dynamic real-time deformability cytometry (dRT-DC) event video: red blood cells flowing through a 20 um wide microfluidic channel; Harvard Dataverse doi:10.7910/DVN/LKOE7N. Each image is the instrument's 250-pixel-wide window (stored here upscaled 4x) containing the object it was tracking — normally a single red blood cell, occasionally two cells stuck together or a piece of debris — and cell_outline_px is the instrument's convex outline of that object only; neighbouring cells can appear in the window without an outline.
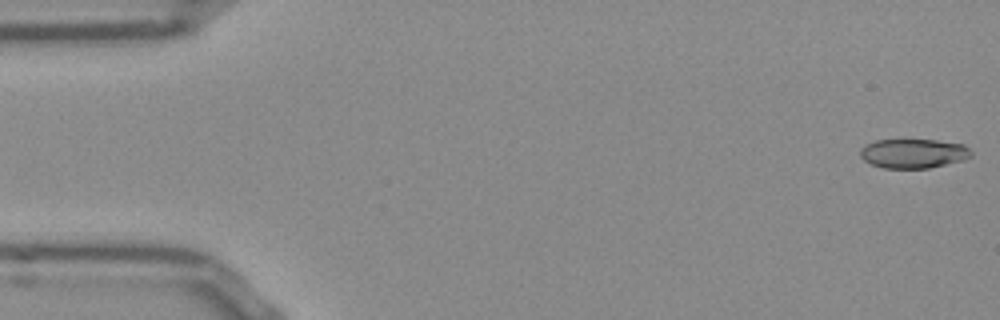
{"species": "Egyptian fruit bat (a non-hibernating species)", "species_latin": "Rousettus aegyptiacus", "temperature_condition": "room temperature", "stored_images_in_passage": 13, "camera_frame_rate_fps": 3000, "um_per_image_px": 0.085, "frame": {"image": 1, "passage_image": 1, "time_ms": 0.0, "image_size_px": [1000, 320], "cell_outline_px": [[972, 156], [964, 160], [928, 168], [884, 168], [872, 164], [864, 160], [860, 156], [860, 148], [864, 144], [876, 140], [900, 136], [936, 140], [964, 144], [972, 152]], "centroid_in_image_um": [77.6, 12.98], "position_along_channel_um": 7.4, "area_um2": 19.88}}
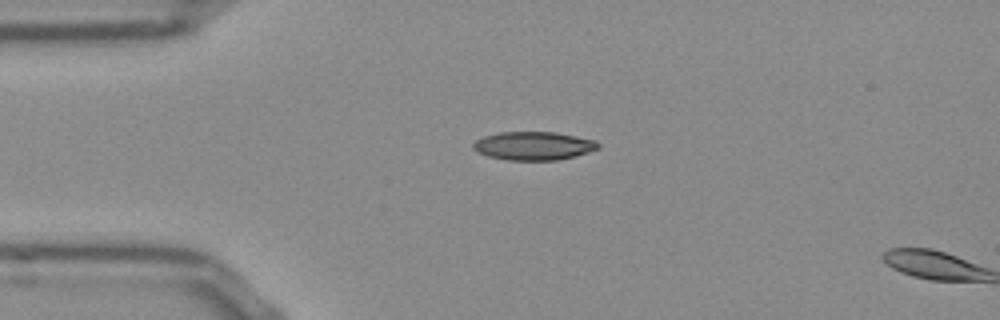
{"frame": {"image": 2, "passage_image": 12, "time_ms": 3.667, "image_size_px": [1000, 320], "cell_outline_px": [[600, 148], [588, 152], [556, 160], [508, 160], [488, 156], [472, 148], [472, 144], [476, 140], [484, 136], [500, 132], [556, 132], [596, 140], [600, 144]], "centroid_in_image_um": [45.36, 12.39], "position_along_channel_um": 39.6, "area_um2": 20.58}}